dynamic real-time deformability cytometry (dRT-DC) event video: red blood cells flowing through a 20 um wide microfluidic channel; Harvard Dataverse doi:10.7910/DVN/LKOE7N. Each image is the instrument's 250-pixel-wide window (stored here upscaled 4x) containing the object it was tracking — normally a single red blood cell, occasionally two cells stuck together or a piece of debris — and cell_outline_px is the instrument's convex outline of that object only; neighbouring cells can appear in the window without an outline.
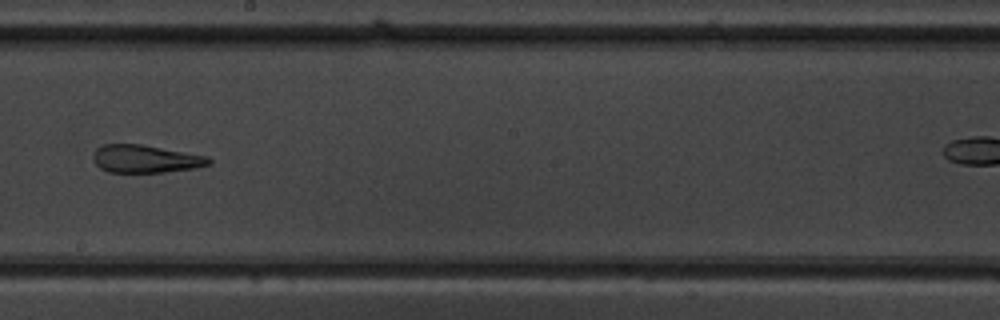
{"species": "common noctule bat (a hibernating species)", "species_latin": "Nyctalus noctula", "temperature_condition": "warm", "stored_images_in_passage": 11, "camera_frame_rate_fps": 3000, "um_per_image_px": 0.085, "animal": {"sex": "male", "body_mass_g": 19.5, "forearm_length_mm": 54.6}, "frame": {"image": 1, "passage_image": 10, "time_ms": 10.0, "image_size_px": [1000, 320], "cell_outline_px": [[212, 164], [192, 168], [164, 172], [108, 172], [100, 168], [92, 160], [92, 156], [96, 148], [104, 144], [140, 144], [208, 156], [212, 160]], "centroid_in_image_um": [12.34, 13.5], "position_along_channel_um": 235.9, "area_um2": 18.73}}